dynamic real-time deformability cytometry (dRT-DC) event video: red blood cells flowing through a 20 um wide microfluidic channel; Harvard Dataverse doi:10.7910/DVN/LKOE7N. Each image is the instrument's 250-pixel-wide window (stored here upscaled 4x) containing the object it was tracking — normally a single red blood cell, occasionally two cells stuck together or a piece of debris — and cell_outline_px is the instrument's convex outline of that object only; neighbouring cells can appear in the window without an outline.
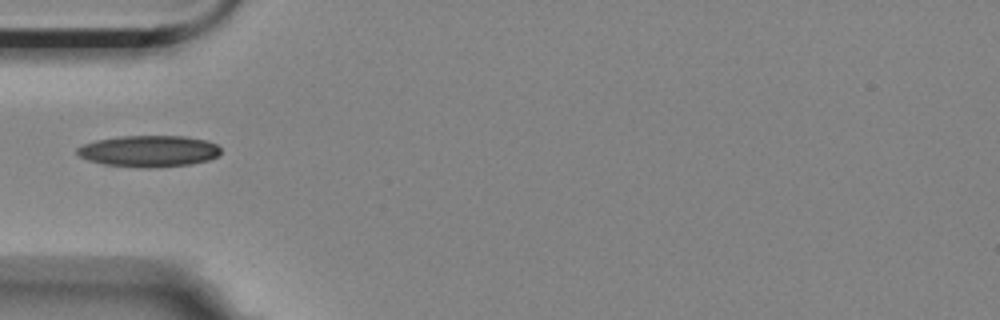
{"species": "Egyptian fruit bat (a non-hibernating species)", "species_latin": "Rousettus aegyptiacus", "temperature_condition": "room temperature", "stored_images_in_passage": 4, "camera_frame_rate_fps": 3000, "um_per_image_px": 0.085, "animal": {"sex": "female"}, "frame": {"image": 1, "passage_image": 4, "time_ms": 4.333, "image_size_px": [1000, 320], "cell_outline_px": [[220, 152], [216, 156], [208, 160], [192, 164], [148, 168], [104, 164], [88, 160], [80, 156], [76, 152], [76, 148], [84, 144], [96, 140], [120, 136], [184, 136], [208, 140], [216, 144], [220, 148]], "centroid_in_image_um": [12.66, 12.84], "position_along_channel_um": 72.3, "area_um2": 26.24}}